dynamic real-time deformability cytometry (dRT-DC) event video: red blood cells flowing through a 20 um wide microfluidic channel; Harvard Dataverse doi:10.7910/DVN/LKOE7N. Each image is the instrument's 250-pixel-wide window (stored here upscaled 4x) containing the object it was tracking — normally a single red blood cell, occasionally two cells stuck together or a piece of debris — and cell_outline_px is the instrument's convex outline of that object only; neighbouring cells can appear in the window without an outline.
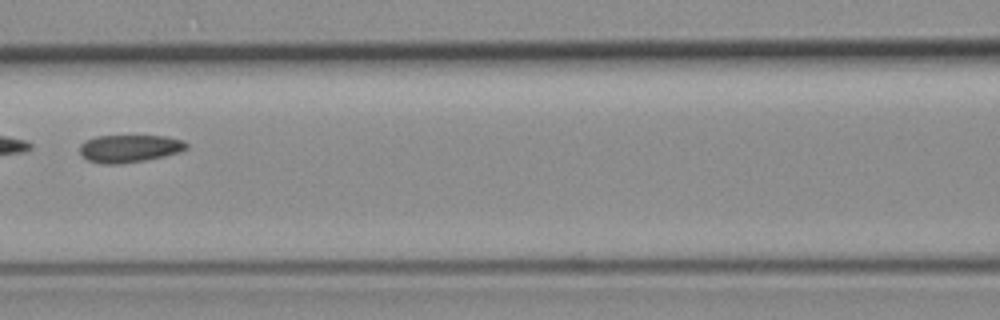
{"species": "common noctule bat (a hibernating species)", "species_latin": "Nyctalus noctula", "temperature_condition": "room temperature", "stored_images_in_passage": 8, "segment_of_instrument_passage": [2, 2], "camera_frame_rate_fps": 3000, "um_per_image_px": 0.085, "animal": {"sex": "female", "body_mass_g": 19.3, "forearm_length_mm": 54.1}, "frame": {"image": 1, "passage_image": 7, "time_ms": 7.0, "image_size_px": [1000, 320], "cell_outline_px": [[188, 148], [180, 152], [164, 156], [144, 160], [120, 164], [104, 164], [88, 160], [80, 152], [80, 144], [84, 140], [96, 136], [164, 136], [184, 140], [188, 144]], "centroid_in_image_um": [11.01, 12.61], "position_along_channel_um": 155.6, "area_um2": 17.17}}
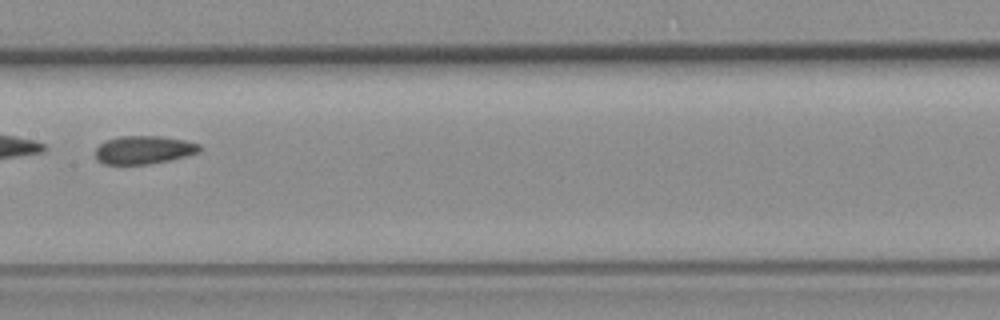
{"frame": {"image": 2, "passage_image": 8, "time_ms": 8.0, "image_size_px": [1000, 320], "cell_outline_px": [[200, 152], [168, 160], [148, 164], [104, 164], [96, 156], [96, 148], [100, 144], [108, 140], [120, 136], [160, 136], [184, 140], [200, 144]], "centroid_in_image_um": [12.23, 12.73], "position_along_channel_um": 195.2, "area_um2": 16.82}}